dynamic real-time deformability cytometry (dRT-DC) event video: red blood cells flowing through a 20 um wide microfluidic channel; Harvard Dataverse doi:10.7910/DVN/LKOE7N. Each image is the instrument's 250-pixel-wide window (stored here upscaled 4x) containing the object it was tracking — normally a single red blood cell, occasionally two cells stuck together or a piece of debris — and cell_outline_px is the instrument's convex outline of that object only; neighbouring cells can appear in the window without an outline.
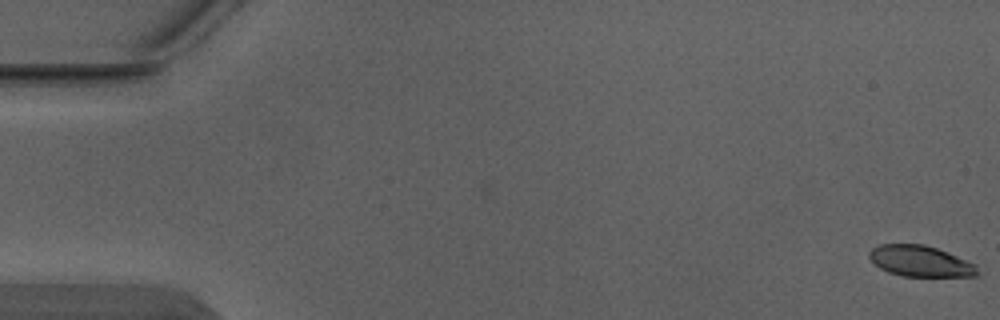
{"species": "Egyptian fruit bat (a non-hibernating species)", "species_latin": "Rousettus aegyptiacus", "temperature_condition": "warm", "stored_images_in_passage": 5, "camera_frame_rate_fps": 3000, "um_per_image_px": 0.085, "animal": {"sex": "male"}, "frame": {"image": 1, "passage_image": 1, "time_ms": 0.0, "image_size_px": [1000, 320], "cell_outline_px": [[980, 272], [976, 276], [900, 276], [888, 272], [880, 268], [868, 256], [868, 252], [872, 248], [880, 244], [924, 244], [948, 252], [976, 264]], "centroid_in_image_um": [78.24, 22.19], "position_along_channel_um": 6.8, "area_um2": 19.59}}
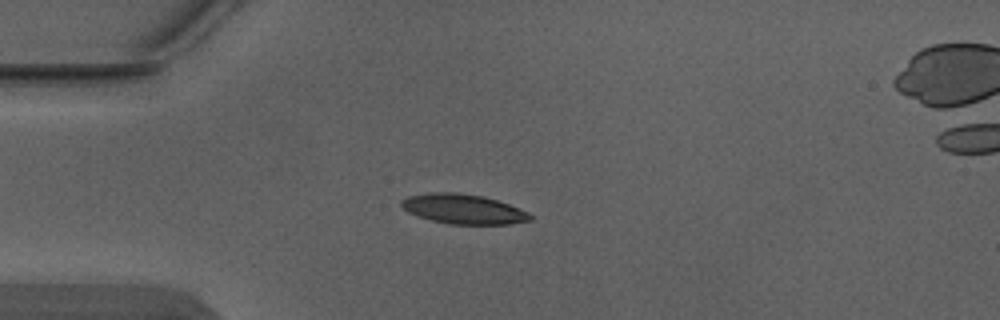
{"frame": {"image": 2, "passage_image": 4, "time_ms": 1.0, "image_size_px": [1000, 320], "cell_outline_px": [[532, 220], [508, 224], [452, 224], [432, 220], [408, 212], [400, 204], [400, 200], [408, 196], [432, 192], [456, 192], [484, 196], [508, 204], [528, 212], [532, 216]], "centroid_in_image_um": [39.38, 17.76], "position_along_channel_um": 45.6, "area_um2": 22.14}}